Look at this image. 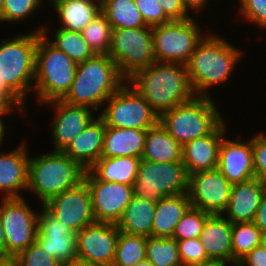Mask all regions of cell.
<instances>
[{"mask_svg":"<svg viewBox=\"0 0 266 266\" xmlns=\"http://www.w3.org/2000/svg\"><path fill=\"white\" fill-rule=\"evenodd\" d=\"M182 266H192L210 259L199 238L176 240Z\"/></svg>","mask_w":266,"mask_h":266,"instance_id":"obj_40","label":"cell"},{"mask_svg":"<svg viewBox=\"0 0 266 266\" xmlns=\"http://www.w3.org/2000/svg\"><path fill=\"white\" fill-rule=\"evenodd\" d=\"M189 176L182 161L153 162L141 159L133 195L155 203L166 196L188 194Z\"/></svg>","mask_w":266,"mask_h":266,"instance_id":"obj_8","label":"cell"},{"mask_svg":"<svg viewBox=\"0 0 266 266\" xmlns=\"http://www.w3.org/2000/svg\"><path fill=\"white\" fill-rule=\"evenodd\" d=\"M209 0H182L185 9L190 11L200 12L208 4ZM207 3V4H206Z\"/></svg>","mask_w":266,"mask_h":266,"instance_id":"obj_48","label":"cell"},{"mask_svg":"<svg viewBox=\"0 0 266 266\" xmlns=\"http://www.w3.org/2000/svg\"><path fill=\"white\" fill-rule=\"evenodd\" d=\"M105 130V122L98 115L63 152L89 170L101 158Z\"/></svg>","mask_w":266,"mask_h":266,"instance_id":"obj_23","label":"cell"},{"mask_svg":"<svg viewBox=\"0 0 266 266\" xmlns=\"http://www.w3.org/2000/svg\"><path fill=\"white\" fill-rule=\"evenodd\" d=\"M24 104L4 83L0 80V118L5 114H12L14 107L16 110L25 112ZM23 109V110H22Z\"/></svg>","mask_w":266,"mask_h":266,"instance_id":"obj_44","label":"cell"},{"mask_svg":"<svg viewBox=\"0 0 266 266\" xmlns=\"http://www.w3.org/2000/svg\"><path fill=\"white\" fill-rule=\"evenodd\" d=\"M108 100L99 114L106 126L147 130L159 122V115L128 82Z\"/></svg>","mask_w":266,"mask_h":266,"instance_id":"obj_11","label":"cell"},{"mask_svg":"<svg viewBox=\"0 0 266 266\" xmlns=\"http://www.w3.org/2000/svg\"><path fill=\"white\" fill-rule=\"evenodd\" d=\"M261 230L253 222L232 224L233 265L247 255L253 248L260 245Z\"/></svg>","mask_w":266,"mask_h":266,"instance_id":"obj_34","label":"cell"},{"mask_svg":"<svg viewBox=\"0 0 266 266\" xmlns=\"http://www.w3.org/2000/svg\"><path fill=\"white\" fill-rule=\"evenodd\" d=\"M210 96H194L159 116V122L181 145L213 133L223 122Z\"/></svg>","mask_w":266,"mask_h":266,"instance_id":"obj_6","label":"cell"},{"mask_svg":"<svg viewBox=\"0 0 266 266\" xmlns=\"http://www.w3.org/2000/svg\"><path fill=\"white\" fill-rule=\"evenodd\" d=\"M160 116L191 100L195 94L186 65L154 62L127 80Z\"/></svg>","mask_w":266,"mask_h":266,"instance_id":"obj_1","label":"cell"},{"mask_svg":"<svg viewBox=\"0 0 266 266\" xmlns=\"http://www.w3.org/2000/svg\"><path fill=\"white\" fill-rule=\"evenodd\" d=\"M147 26L166 24L171 20L164 14L158 0H134Z\"/></svg>","mask_w":266,"mask_h":266,"instance_id":"obj_41","label":"cell"},{"mask_svg":"<svg viewBox=\"0 0 266 266\" xmlns=\"http://www.w3.org/2000/svg\"><path fill=\"white\" fill-rule=\"evenodd\" d=\"M1 200L0 216L7 245V259H13L36 241L38 213L29 207L24 197Z\"/></svg>","mask_w":266,"mask_h":266,"instance_id":"obj_12","label":"cell"},{"mask_svg":"<svg viewBox=\"0 0 266 266\" xmlns=\"http://www.w3.org/2000/svg\"><path fill=\"white\" fill-rule=\"evenodd\" d=\"M51 3H52V6L54 7L55 5L59 4V3H62L64 1H68V0H50Z\"/></svg>","mask_w":266,"mask_h":266,"instance_id":"obj_56","label":"cell"},{"mask_svg":"<svg viewBox=\"0 0 266 266\" xmlns=\"http://www.w3.org/2000/svg\"><path fill=\"white\" fill-rule=\"evenodd\" d=\"M0 259H7V245L0 216Z\"/></svg>","mask_w":266,"mask_h":266,"instance_id":"obj_50","label":"cell"},{"mask_svg":"<svg viewBox=\"0 0 266 266\" xmlns=\"http://www.w3.org/2000/svg\"><path fill=\"white\" fill-rule=\"evenodd\" d=\"M61 21L60 28L82 32L101 12L100 0H68L53 7Z\"/></svg>","mask_w":266,"mask_h":266,"instance_id":"obj_30","label":"cell"},{"mask_svg":"<svg viewBox=\"0 0 266 266\" xmlns=\"http://www.w3.org/2000/svg\"><path fill=\"white\" fill-rule=\"evenodd\" d=\"M223 214H210L201 235L207 256L233 265L232 223Z\"/></svg>","mask_w":266,"mask_h":266,"instance_id":"obj_24","label":"cell"},{"mask_svg":"<svg viewBox=\"0 0 266 266\" xmlns=\"http://www.w3.org/2000/svg\"><path fill=\"white\" fill-rule=\"evenodd\" d=\"M134 266H154V265L147 258H145Z\"/></svg>","mask_w":266,"mask_h":266,"instance_id":"obj_54","label":"cell"},{"mask_svg":"<svg viewBox=\"0 0 266 266\" xmlns=\"http://www.w3.org/2000/svg\"><path fill=\"white\" fill-rule=\"evenodd\" d=\"M255 177L266 185V135L263 132L252 137Z\"/></svg>","mask_w":266,"mask_h":266,"instance_id":"obj_43","label":"cell"},{"mask_svg":"<svg viewBox=\"0 0 266 266\" xmlns=\"http://www.w3.org/2000/svg\"><path fill=\"white\" fill-rule=\"evenodd\" d=\"M266 185L256 177L233 184L226 210L222 213L232 224L253 222ZM226 214V215H225Z\"/></svg>","mask_w":266,"mask_h":266,"instance_id":"obj_22","label":"cell"},{"mask_svg":"<svg viewBox=\"0 0 266 266\" xmlns=\"http://www.w3.org/2000/svg\"><path fill=\"white\" fill-rule=\"evenodd\" d=\"M155 208V202L133 195L117 222L119 231L146 238L152 237Z\"/></svg>","mask_w":266,"mask_h":266,"instance_id":"obj_26","label":"cell"},{"mask_svg":"<svg viewBox=\"0 0 266 266\" xmlns=\"http://www.w3.org/2000/svg\"><path fill=\"white\" fill-rule=\"evenodd\" d=\"M51 105L55 109V117L51 126L54 150L64 151L72 140L80 134L96 117L87 106L71 105L64 101L52 100L43 105Z\"/></svg>","mask_w":266,"mask_h":266,"instance_id":"obj_18","label":"cell"},{"mask_svg":"<svg viewBox=\"0 0 266 266\" xmlns=\"http://www.w3.org/2000/svg\"><path fill=\"white\" fill-rule=\"evenodd\" d=\"M25 141L9 153H0V192L2 199L22 198L27 190L29 158ZM4 194H3V193Z\"/></svg>","mask_w":266,"mask_h":266,"instance_id":"obj_21","label":"cell"},{"mask_svg":"<svg viewBox=\"0 0 266 266\" xmlns=\"http://www.w3.org/2000/svg\"><path fill=\"white\" fill-rule=\"evenodd\" d=\"M43 26L27 34L16 35L0 43V80L24 103L32 91L38 34ZM31 89V90H30ZM25 96V97H24Z\"/></svg>","mask_w":266,"mask_h":266,"instance_id":"obj_7","label":"cell"},{"mask_svg":"<svg viewBox=\"0 0 266 266\" xmlns=\"http://www.w3.org/2000/svg\"><path fill=\"white\" fill-rule=\"evenodd\" d=\"M210 213L190 206L177 223L172 239L186 240L199 238Z\"/></svg>","mask_w":266,"mask_h":266,"instance_id":"obj_37","label":"cell"},{"mask_svg":"<svg viewBox=\"0 0 266 266\" xmlns=\"http://www.w3.org/2000/svg\"><path fill=\"white\" fill-rule=\"evenodd\" d=\"M5 124L2 121V118H0V146L2 145L3 139L5 137Z\"/></svg>","mask_w":266,"mask_h":266,"instance_id":"obj_53","label":"cell"},{"mask_svg":"<svg viewBox=\"0 0 266 266\" xmlns=\"http://www.w3.org/2000/svg\"><path fill=\"white\" fill-rule=\"evenodd\" d=\"M260 245L266 249V232H263L261 235V241H260Z\"/></svg>","mask_w":266,"mask_h":266,"instance_id":"obj_55","label":"cell"},{"mask_svg":"<svg viewBox=\"0 0 266 266\" xmlns=\"http://www.w3.org/2000/svg\"><path fill=\"white\" fill-rule=\"evenodd\" d=\"M124 82L127 80L120 74L114 60L108 54H96L77 63L74 81L61 100L98 111L97 106L105 105Z\"/></svg>","mask_w":266,"mask_h":266,"instance_id":"obj_3","label":"cell"},{"mask_svg":"<svg viewBox=\"0 0 266 266\" xmlns=\"http://www.w3.org/2000/svg\"><path fill=\"white\" fill-rule=\"evenodd\" d=\"M203 35L186 64L195 96H210L207 90L225 83L242 56V51L219 35L207 32Z\"/></svg>","mask_w":266,"mask_h":266,"instance_id":"obj_2","label":"cell"},{"mask_svg":"<svg viewBox=\"0 0 266 266\" xmlns=\"http://www.w3.org/2000/svg\"><path fill=\"white\" fill-rule=\"evenodd\" d=\"M18 266H60V263L35 241L15 258Z\"/></svg>","mask_w":266,"mask_h":266,"instance_id":"obj_39","label":"cell"},{"mask_svg":"<svg viewBox=\"0 0 266 266\" xmlns=\"http://www.w3.org/2000/svg\"><path fill=\"white\" fill-rule=\"evenodd\" d=\"M3 4H4V0H0V13H1V10H2Z\"/></svg>","mask_w":266,"mask_h":266,"instance_id":"obj_57","label":"cell"},{"mask_svg":"<svg viewBox=\"0 0 266 266\" xmlns=\"http://www.w3.org/2000/svg\"><path fill=\"white\" fill-rule=\"evenodd\" d=\"M117 224L94 222L76 233L77 257L100 266H112L117 241Z\"/></svg>","mask_w":266,"mask_h":266,"instance_id":"obj_16","label":"cell"},{"mask_svg":"<svg viewBox=\"0 0 266 266\" xmlns=\"http://www.w3.org/2000/svg\"><path fill=\"white\" fill-rule=\"evenodd\" d=\"M237 266H266V249L261 245L256 246L238 262Z\"/></svg>","mask_w":266,"mask_h":266,"instance_id":"obj_46","label":"cell"},{"mask_svg":"<svg viewBox=\"0 0 266 266\" xmlns=\"http://www.w3.org/2000/svg\"><path fill=\"white\" fill-rule=\"evenodd\" d=\"M49 43L76 63L86 61L96 55L81 32L58 28L54 33V40Z\"/></svg>","mask_w":266,"mask_h":266,"instance_id":"obj_32","label":"cell"},{"mask_svg":"<svg viewBox=\"0 0 266 266\" xmlns=\"http://www.w3.org/2000/svg\"><path fill=\"white\" fill-rule=\"evenodd\" d=\"M225 122L213 133L196 138L182 146V163L189 175L206 170L217 169L219 149L227 134Z\"/></svg>","mask_w":266,"mask_h":266,"instance_id":"obj_20","label":"cell"},{"mask_svg":"<svg viewBox=\"0 0 266 266\" xmlns=\"http://www.w3.org/2000/svg\"><path fill=\"white\" fill-rule=\"evenodd\" d=\"M43 206L74 233L96 222L92 211L91 194L85 180L54 196Z\"/></svg>","mask_w":266,"mask_h":266,"instance_id":"obj_13","label":"cell"},{"mask_svg":"<svg viewBox=\"0 0 266 266\" xmlns=\"http://www.w3.org/2000/svg\"><path fill=\"white\" fill-rule=\"evenodd\" d=\"M41 207L36 242L60 264L77 257L76 233L58 221L43 205Z\"/></svg>","mask_w":266,"mask_h":266,"instance_id":"obj_17","label":"cell"},{"mask_svg":"<svg viewBox=\"0 0 266 266\" xmlns=\"http://www.w3.org/2000/svg\"><path fill=\"white\" fill-rule=\"evenodd\" d=\"M197 23L195 18L190 17L152 27L156 62L186 65L197 43L204 37Z\"/></svg>","mask_w":266,"mask_h":266,"instance_id":"obj_10","label":"cell"},{"mask_svg":"<svg viewBox=\"0 0 266 266\" xmlns=\"http://www.w3.org/2000/svg\"><path fill=\"white\" fill-rule=\"evenodd\" d=\"M146 258L154 266H182L176 240L172 238L148 237Z\"/></svg>","mask_w":266,"mask_h":266,"instance_id":"obj_35","label":"cell"},{"mask_svg":"<svg viewBox=\"0 0 266 266\" xmlns=\"http://www.w3.org/2000/svg\"><path fill=\"white\" fill-rule=\"evenodd\" d=\"M86 169L62 151L29 158L27 190L44 205L56 195L84 181Z\"/></svg>","mask_w":266,"mask_h":266,"instance_id":"obj_4","label":"cell"},{"mask_svg":"<svg viewBox=\"0 0 266 266\" xmlns=\"http://www.w3.org/2000/svg\"><path fill=\"white\" fill-rule=\"evenodd\" d=\"M228 262L218 259H208L205 261H202L200 263L194 264L192 266H227L231 264H227Z\"/></svg>","mask_w":266,"mask_h":266,"instance_id":"obj_51","label":"cell"},{"mask_svg":"<svg viewBox=\"0 0 266 266\" xmlns=\"http://www.w3.org/2000/svg\"><path fill=\"white\" fill-rule=\"evenodd\" d=\"M50 27L38 34L33 90L42 104L62 99L74 81L77 63L49 43Z\"/></svg>","mask_w":266,"mask_h":266,"instance_id":"obj_5","label":"cell"},{"mask_svg":"<svg viewBox=\"0 0 266 266\" xmlns=\"http://www.w3.org/2000/svg\"><path fill=\"white\" fill-rule=\"evenodd\" d=\"M142 159L153 162L182 161V146L158 122L146 131Z\"/></svg>","mask_w":266,"mask_h":266,"instance_id":"obj_29","label":"cell"},{"mask_svg":"<svg viewBox=\"0 0 266 266\" xmlns=\"http://www.w3.org/2000/svg\"><path fill=\"white\" fill-rule=\"evenodd\" d=\"M43 0H4L0 22H20L31 16L42 5Z\"/></svg>","mask_w":266,"mask_h":266,"instance_id":"obj_38","label":"cell"},{"mask_svg":"<svg viewBox=\"0 0 266 266\" xmlns=\"http://www.w3.org/2000/svg\"><path fill=\"white\" fill-rule=\"evenodd\" d=\"M146 131L106 126L101 157L132 156L142 159Z\"/></svg>","mask_w":266,"mask_h":266,"instance_id":"obj_25","label":"cell"},{"mask_svg":"<svg viewBox=\"0 0 266 266\" xmlns=\"http://www.w3.org/2000/svg\"><path fill=\"white\" fill-rule=\"evenodd\" d=\"M81 33L95 54H108L112 26L102 12L97 14Z\"/></svg>","mask_w":266,"mask_h":266,"instance_id":"obj_36","label":"cell"},{"mask_svg":"<svg viewBox=\"0 0 266 266\" xmlns=\"http://www.w3.org/2000/svg\"><path fill=\"white\" fill-rule=\"evenodd\" d=\"M60 266H100V265L75 257L72 260H69L65 263H61Z\"/></svg>","mask_w":266,"mask_h":266,"instance_id":"obj_49","label":"cell"},{"mask_svg":"<svg viewBox=\"0 0 266 266\" xmlns=\"http://www.w3.org/2000/svg\"><path fill=\"white\" fill-rule=\"evenodd\" d=\"M217 169L231 184L255 178L252 138L246 142L223 137Z\"/></svg>","mask_w":266,"mask_h":266,"instance_id":"obj_19","label":"cell"},{"mask_svg":"<svg viewBox=\"0 0 266 266\" xmlns=\"http://www.w3.org/2000/svg\"><path fill=\"white\" fill-rule=\"evenodd\" d=\"M232 187L218 169L193 173L188 182L191 206L210 214H222L228 206Z\"/></svg>","mask_w":266,"mask_h":266,"instance_id":"obj_14","label":"cell"},{"mask_svg":"<svg viewBox=\"0 0 266 266\" xmlns=\"http://www.w3.org/2000/svg\"><path fill=\"white\" fill-rule=\"evenodd\" d=\"M108 55L114 60L120 74L128 80L137 71L156 62L152 27L112 29Z\"/></svg>","mask_w":266,"mask_h":266,"instance_id":"obj_9","label":"cell"},{"mask_svg":"<svg viewBox=\"0 0 266 266\" xmlns=\"http://www.w3.org/2000/svg\"><path fill=\"white\" fill-rule=\"evenodd\" d=\"M0 266H18V264L12 258H10V259H0Z\"/></svg>","mask_w":266,"mask_h":266,"instance_id":"obj_52","label":"cell"},{"mask_svg":"<svg viewBox=\"0 0 266 266\" xmlns=\"http://www.w3.org/2000/svg\"><path fill=\"white\" fill-rule=\"evenodd\" d=\"M190 206L188 194L166 196L157 202L152 237L172 238L177 223Z\"/></svg>","mask_w":266,"mask_h":266,"instance_id":"obj_27","label":"cell"},{"mask_svg":"<svg viewBox=\"0 0 266 266\" xmlns=\"http://www.w3.org/2000/svg\"><path fill=\"white\" fill-rule=\"evenodd\" d=\"M141 158L132 156L101 157L89 171L100 181L132 186L136 180Z\"/></svg>","mask_w":266,"mask_h":266,"instance_id":"obj_28","label":"cell"},{"mask_svg":"<svg viewBox=\"0 0 266 266\" xmlns=\"http://www.w3.org/2000/svg\"><path fill=\"white\" fill-rule=\"evenodd\" d=\"M146 237L119 232L112 266H134L146 258Z\"/></svg>","mask_w":266,"mask_h":266,"instance_id":"obj_33","label":"cell"},{"mask_svg":"<svg viewBox=\"0 0 266 266\" xmlns=\"http://www.w3.org/2000/svg\"><path fill=\"white\" fill-rule=\"evenodd\" d=\"M101 12L112 29L146 27L134 0H100Z\"/></svg>","mask_w":266,"mask_h":266,"instance_id":"obj_31","label":"cell"},{"mask_svg":"<svg viewBox=\"0 0 266 266\" xmlns=\"http://www.w3.org/2000/svg\"><path fill=\"white\" fill-rule=\"evenodd\" d=\"M164 14L171 21H181L190 18L188 11L185 9L182 0H158Z\"/></svg>","mask_w":266,"mask_h":266,"instance_id":"obj_45","label":"cell"},{"mask_svg":"<svg viewBox=\"0 0 266 266\" xmlns=\"http://www.w3.org/2000/svg\"><path fill=\"white\" fill-rule=\"evenodd\" d=\"M84 180L91 194L95 221L117 224L133 197V187L100 181L89 170L86 171Z\"/></svg>","mask_w":266,"mask_h":266,"instance_id":"obj_15","label":"cell"},{"mask_svg":"<svg viewBox=\"0 0 266 266\" xmlns=\"http://www.w3.org/2000/svg\"><path fill=\"white\" fill-rule=\"evenodd\" d=\"M239 14L247 22L266 29V0H239Z\"/></svg>","mask_w":266,"mask_h":266,"instance_id":"obj_42","label":"cell"},{"mask_svg":"<svg viewBox=\"0 0 266 266\" xmlns=\"http://www.w3.org/2000/svg\"><path fill=\"white\" fill-rule=\"evenodd\" d=\"M253 223L261 230L266 232V192L259 203Z\"/></svg>","mask_w":266,"mask_h":266,"instance_id":"obj_47","label":"cell"}]
</instances>
